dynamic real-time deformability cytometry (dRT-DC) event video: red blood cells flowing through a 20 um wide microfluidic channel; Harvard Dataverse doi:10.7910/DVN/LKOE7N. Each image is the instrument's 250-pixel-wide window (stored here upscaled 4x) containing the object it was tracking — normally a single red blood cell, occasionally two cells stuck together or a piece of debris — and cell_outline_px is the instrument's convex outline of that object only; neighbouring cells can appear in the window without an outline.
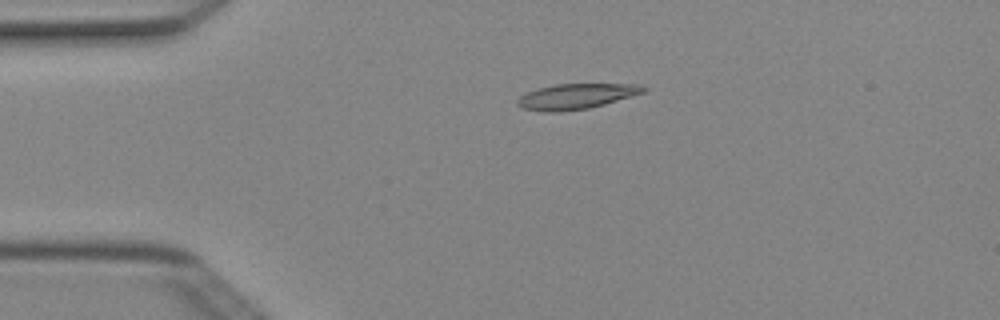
{"species": "Egyptian fruit bat (a non-hibernating species)", "species_latin": "Rousettus aegyptiacus", "temperature_condition": "cold", "stored_images_in_passage": 4, "camera_frame_rate_fps": 3000, "um_per_image_px": 0.085, "animal": {"sex": "female"}, "frame": {"image": 1, "passage_image": 3, "time_ms": 0.667, "image_size_px": [1000, 320], "cell_outline_px": [[648, 88], [644, 92], [604, 104], [588, 108], [560, 112], [544, 112], [524, 108], [516, 104], [516, 100], [520, 96], [528, 92], [540, 88], [556, 84], [640, 84]], "centroid_in_image_um": [48.97, 8.19], "position_along_channel_um": 36.0, "area_um2": 18.44}}